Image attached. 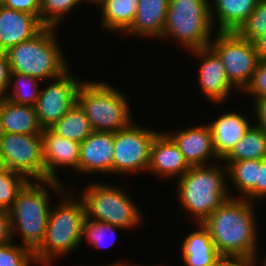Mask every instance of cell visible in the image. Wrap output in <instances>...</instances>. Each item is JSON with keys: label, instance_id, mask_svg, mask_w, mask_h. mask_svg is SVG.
Wrapping results in <instances>:
<instances>
[{"label": "cell", "instance_id": "6da1fadb", "mask_svg": "<svg viewBox=\"0 0 266 266\" xmlns=\"http://www.w3.org/2000/svg\"><path fill=\"white\" fill-rule=\"evenodd\" d=\"M244 199L231 197L202 222L221 256L256 257V220L251 201Z\"/></svg>", "mask_w": 266, "mask_h": 266}, {"label": "cell", "instance_id": "7a4b0ae2", "mask_svg": "<svg viewBox=\"0 0 266 266\" xmlns=\"http://www.w3.org/2000/svg\"><path fill=\"white\" fill-rule=\"evenodd\" d=\"M217 166V164L207 167L191 166L178 180L179 200L184 209L191 215L194 214L197 223H202L231 198L228 196V187L225 182L227 180L225 175L228 176L225 173L227 167Z\"/></svg>", "mask_w": 266, "mask_h": 266}, {"label": "cell", "instance_id": "3957f363", "mask_svg": "<svg viewBox=\"0 0 266 266\" xmlns=\"http://www.w3.org/2000/svg\"><path fill=\"white\" fill-rule=\"evenodd\" d=\"M53 27H43L36 35L11 47L5 53L11 72L39 80L55 79L68 71Z\"/></svg>", "mask_w": 266, "mask_h": 266}, {"label": "cell", "instance_id": "277c9868", "mask_svg": "<svg viewBox=\"0 0 266 266\" xmlns=\"http://www.w3.org/2000/svg\"><path fill=\"white\" fill-rule=\"evenodd\" d=\"M64 200L57 208L50 209L43 243L34 252L35 261L44 266H50L53 257L76 250L83 240L86 214L82 198L80 202L70 198Z\"/></svg>", "mask_w": 266, "mask_h": 266}, {"label": "cell", "instance_id": "5b68a950", "mask_svg": "<svg viewBox=\"0 0 266 266\" xmlns=\"http://www.w3.org/2000/svg\"><path fill=\"white\" fill-rule=\"evenodd\" d=\"M77 103L97 132H117L132 121L123 93L103 82H82Z\"/></svg>", "mask_w": 266, "mask_h": 266}, {"label": "cell", "instance_id": "8992f818", "mask_svg": "<svg viewBox=\"0 0 266 266\" xmlns=\"http://www.w3.org/2000/svg\"><path fill=\"white\" fill-rule=\"evenodd\" d=\"M48 191L44 185L29 180L17 193L8 210L11 238L16 227L21 232L23 247L33 253L42 245L50 214Z\"/></svg>", "mask_w": 266, "mask_h": 266}, {"label": "cell", "instance_id": "52a82bcc", "mask_svg": "<svg viewBox=\"0 0 266 266\" xmlns=\"http://www.w3.org/2000/svg\"><path fill=\"white\" fill-rule=\"evenodd\" d=\"M209 1L170 0L162 38L171 36L191 51L208 47L213 30Z\"/></svg>", "mask_w": 266, "mask_h": 266}, {"label": "cell", "instance_id": "ba28073f", "mask_svg": "<svg viewBox=\"0 0 266 266\" xmlns=\"http://www.w3.org/2000/svg\"><path fill=\"white\" fill-rule=\"evenodd\" d=\"M81 198L86 219L94 218L92 221L110 223L120 229L133 228L142 222L137 206L120 188L94 183L84 190Z\"/></svg>", "mask_w": 266, "mask_h": 266}, {"label": "cell", "instance_id": "9c48e42d", "mask_svg": "<svg viewBox=\"0 0 266 266\" xmlns=\"http://www.w3.org/2000/svg\"><path fill=\"white\" fill-rule=\"evenodd\" d=\"M0 153L6 167L17 171L28 180L36 179L54 190L64 192L59 181H45L41 134H21L0 132Z\"/></svg>", "mask_w": 266, "mask_h": 266}, {"label": "cell", "instance_id": "30bf717a", "mask_svg": "<svg viewBox=\"0 0 266 266\" xmlns=\"http://www.w3.org/2000/svg\"><path fill=\"white\" fill-rule=\"evenodd\" d=\"M210 47L218 54L227 78L236 89H245L261 61L252 41L241 38L236 32H217Z\"/></svg>", "mask_w": 266, "mask_h": 266}, {"label": "cell", "instance_id": "8fae6325", "mask_svg": "<svg viewBox=\"0 0 266 266\" xmlns=\"http://www.w3.org/2000/svg\"><path fill=\"white\" fill-rule=\"evenodd\" d=\"M159 132L132 124L114 132L113 173L147 170L153 141Z\"/></svg>", "mask_w": 266, "mask_h": 266}, {"label": "cell", "instance_id": "7c38bea8", "mask_svg": "<svg viewBox=\"0 0 266 266\" xmlns=\"http://www.w3.org/2000/svg\"><path fill=\"white\" fill-rule=\"evenodd\" d=\"M80 85L81 82L66 71L39 92L35 110L43 129L53 126L72 108L77 102Z\"/></svg>", "mask_w": 266, "mask_h": 266}, {"label": "cell", "instance_id": "4fadbf2b", "mask_svg": "<svg viewBox=\"0 0 266 266\" xmlns=\"http://www.w3.org/2000/svg\"><path fill=\"white\" fill-rule=\"evenodd\" d=\"M45 181H59L56 177L57 166H69L79 172L80 143L57 135L50 128L41 134Z\"/></svg>", "mask_w": 266, "mask_h": 266}, {"label": "cell", "instance_id": "5bb4252c", "mask_svg": "<svg viewBox=\"0 0 266 266\" xmlns=\"http://www.w3.org/2000/svg\"><path fill=\"white\" fill-rule=\"evenodd\" d=\"M203 58L199 68V82L204 95L214 102H221L235 88L227 78L225 66L218 54L210 47L193 50Z\"/></svg>", "mask_w": 266, "mask_h": 266}, {"label": "cell", "instance_id": "9a60e30c", "mask_svg": "<svg viewBox=\"0 0 266 266\" xmlns=\"http://www.w3.org/2000/svg\"><path fill=\"white\" fill-rule=\"evenodd\" d=\"M44 26L33 14L9 9L0 4V52L25 42Z\"/></svg>", "mask_w": 266, "mask_h": 266}, {"label": "cell", "instance_id": "2e32d148", "mask_svg": "<svg viewBox=\"0 0 266 266\" xmlns=\"http://www.w3.org/2000/svg\"><path fill=\"white\" fill-rule=\"evenodd\" d=\"M114 132L93 131L80 143L79 172L113 173Z\"/></svg>", "mask_w": 266, "mask_h": 266}, {"label": "cell", "instance_id": "e0dca14e", "mask_svg": "<svg viewBox=\"0 0 266 266\" xmlns=\"http://www.w3.org/2000/svg\"><path fill=\"white\" fill-rule=\"evenodd\" d=\"M166 134L178 146L190 167L205 166L208 164L207 159L210 157L218 159L209 125L197 126L174 134L172 132Z\"/></svg>", "mask_w": 266, "mask_h": 266}, {"label": "cell", "instance_id": "ac0fdd59", "mask_svg": "<svg viewBox=\"0 0 266 266\" xmlns=\"http://www.w3.org/2000/svg\"><path fill=\"white\" fill-rule=\"evenodd\" d=\"M189 168L175 142L166 133H159L151 146L147 170L163 177L180 178Z\"/></svg>", "mask_w": 266, "mask_h": 266}, {"label": "cell", "instance_id": "d6986e66", "mask_svg": "<svg viewBox=\"0 0 266 266\" xmlns=\"http://www.w3.org/2000/svg\"><path fill=\"white\" fill-rule=\"evenodd\" d=\"M250 121L239 113L228 112L208 124L213 138V146L219 160H222L242 139L251 127Z\"/></svg>", "mask_w": 266, "mask_h": 266}, {"label": "cell", "instance_id": "ffe728a7", "mask_svg": "<svg viewBox=\"0 0 266 266\" xmlns=\"http://www.w3.org/2000/svg\"><path fill=\"white\" fill-rule=\"evenodd\" d=\"M35 106L16 104L6 98L0 101V132L42 134Z\"/></svg>", "mask_w": 266, "mask_h": 266}, {"label": "cell", "instance_id": "44dd1931", "mask_svg": "<svg viewBox=\"0 0 266 266\" xmlns=\"http://www.w3.org/2000/svg\"><path fill=\"white\" fill-rule=\"evenodd\" d=\"M170 0H138L137 13L128 34L161 37Z\"/></svg>", "mask_w": 266, "mask_h": 266}, {"label": "cell", "instance_id": "7402d4cb", "mask_svg": "<svg viewBox=\"0 0 266 266\" xmlns=\"http://www.w3.org/2000/svg\"><path fill=\"white\" fill-rule=\"evenodd\" d=\"M201 230L190 233L183 242L182 256L187 266H216L221 255L215 248L209 231L202 224Z\"/></svg>", "mask_w": 266, "mask_h": 266}, {"label": "cell", "instance_id": "603a6c76", "mask_svg": "<svg viewBox=\"0 0 266 266\" xmlns=\"http://www.w3.org/2000/svg\"><path fill=\"white\" fill-rule=\"evenodd\" d=\"M260 0H214L210 4V19L216 13L219 22L218 32H236L254 11ZM215 4V5H214ZM213 7V8H212ZM216 11V12H215ZM214 12V13H213Z\"/></svg>", "mask_w": 266, "mask_h": 266}, {"label": "cell", "instance_id": "cb8c5ba5", "mask_svg": "<svg viewBox=\"0 0 266 266\" xmlns=\"http://www.w3.org/2000/svg\"><path fill=\"white\" fill-rule=\"evenodd\" d=\"M247 159H266V132L258 126H251L222 160L228 163L227 167L231 162Z\"/></svg>", "mask_w": 266, "mask_h": 266}, {"label": "cell", "instance_id": "d4e9b609", "mask_svg": "<svg viewBox=\"0 0 266 266\" xmlns=\"http://www.w3.org/2000/svg\"><path fill=\"white\" fill-rule=\"evenodd\" d=\"M138 0H105L101 4L102 23L108 30L126 33L137 13Z\"/></svg>", "mask_w": 266, "mask_h": 266}, {"label": "cell", "instance_id": "484cf974", "mask_svg": "<svg viewBox=\"0 0 266 266\" xmlns=\"http://www.w3.org/2000/svg\"><path fill=\"white\" fill-rule=\"evenodd\" d=\"M50 129L57 135L77 143H82L94 131L77 102Z\"/></svg>", "mask_w": 266, "mask_h": 266}, {"label": "cell", "instance_id": "4316f807", "mask_svg": "<svg viewBox=\"0 0 266 266\" xmlns=\"http://www.w3.org/2000/svg\"><path fill=\"white\" fill-rule=\"evenodd\" d=\"M260 160L247 159L231 162L227 166V174L239 193L251 200L256 198V182Z\"/></svg>", "mask_w": 266, "mask_h": 266}, {"label": "cell", "instance_id": "83f0119b", "mask_svg": "<svg viewBox=\"0 0 266 266\" xmlns=\"http://www.w3.org/2000/svg\"><path fill=\"white\" fill-rule=\"evenodd\" d=\"M38 80L39 79L29 75L11 72L9 83L10 85H12L11 83L15 85H12L13 92L11 95L6 94L4 98L16 104L35 106L40 92L37 89Z\"/></svg>", "mask_w": 266, "mask_h": 266}, {"label": "cell", "instance_id": "f1b7e54d", "mask_svg": "<svg viewBox=\"0 0 266 266\" xmlns=\"http://www.w3.org/2000/svg\"><path fill=\"white\" fill-rule=\"evenodd\" d=\"M28 181L21 173L8 168L0 172V209L8 211L17 193Z\"/></svg>", "mask_w": 266, "mask_h": 266}, {"label": "cell", "instance_id": "f546056e", "mask_svg": "<svg viewBox=\"0 0 266 266\" xmlns=\"http://www.w3.org/2000/svg\"><path fill=\"white\" fill-rule=\"evenodd\" d=\"M82 0H41L40 22L45 27H56L64 14Z\"/></svg>", "mask_w": 266, "mask_h": 266}, {"label": "cell", "instance_id": "4dcf8cb0", "mask_svg": "<svg viewBox=\"0 0 266 266\" xmlns=\"http://www.w3.org/2000/svg\"><path fill=\"white\" fill-rule=\"evenodd\" d=\"M266 30V0H260L254 11L236 33L243 39L253 41Z\"/></svg>", "mask_w": 266, "mask_h": 266}, {"label": "cell", "instance_id": "1f68e13d", "mask_svg": "<svg viewBox=\"0 0 266 266\" xmlns=\"http://www.w3.org/2000/svg\"><path fill=\"white\" fill-rule=\"evenodd\" d=\"M12 241L0 245V266H30L32 261L36 262L31 250Z\"/></svg>", "mask_w": 266, "mask_h": 266}, {"label": "cell", "instance_id": "d6a6232c", "mask_svg": "<svg viewBox=\"0 0 266 266\" xmlns=\"http://www.w3.org/2000/svg\"><path fill=\"white\" fill-rule=\"evenodd\" d=\"M116 228L119 229L120 227H116L110 223L97 222L86 219L83 226L82 239L86 237L87 241H89L91 245H95L96 248H106V245H104V240H106L105 238L107 237V232L108 234H114V229ZM113 244L114 242L110 243V245Z\"/></svg>", "mask_w": 266, "mask_h": 266}, {"label": "cell", "instance_id": "836d02e7", "mask_svg": "<svg viewBox=\"0 0 266 266\" xmlns=\"http://www.w3.org/2000/svg\"><path fill=\"white\" fill-rule=\"evenodd\" d=\"M244 91L254 99L266 97V61H260Z\"/></svg>", "mask_w": 266, "mask_h": 266}, {"label": "cell", "instance_id": "e575fe53", "mask_svg": "<svg viewBox=\"0 0 266 266\" xmlns=\"http://www.w3.org/2000/svg\"><path fill=\"white\" fill-rule=\"evenodd\" d=\"M6 8L35 15L40 20L41 0H0Z\"/></svg>", "mask_w": 266, "mask_h": 266}, {"label": "cell", "instance_id": "d590c367", "mask_svg": "<svg viewBox=\"0 0 266 266\" xmlns=\"http://www.w3.org/2000/svg\"><path fill=\"white\" fill-rule=\"evenodd\" d=\"M11 69L5 52H0V98H4L10 86ZM6 92V93H5Z\"/></svg>", "mask_w": 266, "mask_h": 266}, {"label": "cell", "instance_id": "8d00e7d4", "mask_svg": "<svg viewBox=\"0 0 266 266\" xmlns=\"http://www.w3.org/2000/svg\"><path fill=\"white\" fill-rule=\"evenodd\" d=\"M11 228L9 212L0 209V245L6 244L11 241Z\"/></svg>", "mask_w": 266, "mask_h": 266}, {"label": "cell", "instance_id": "74e56055", "mask_svg": "<svg viewBox=\"0 0 266 266\" xmlns=\"http://www.w3.org/2000/svg\"><path fill=\"white\" fill-rule=\"evenodd\" d=\"M256 257L221 256V266H253Z\"/></svg>", "mask_w": 266, "mask_h": 266}, {"label": "cell", "instance_id": "f35d334b", "mask_svg": "<svg viewBox=\"0 0 266 266\" xmlns=\"http://www.w3.org/2000/svg\"><path fill=\"white\" fill-rule=\"evenodd\" d=\"M266 197V159L260 160L258 181L256 182V198Z\"/></svg>", "mask_w": 266, "mask_h": 266}, {"label": "cell", "instance_id": "ab89813d", "mask_svg": "<svg viewBox=\"0 0 266 266\" xmlns=\"http://www.w3.org/2000/svg\"><path fill=\"white\" fill-rule=\"evenodd\" d=\"M255 101V112L258 119L257 126L266 132V97L257 98Z\"/></svg>", "mask_w": 266, "mask_h": 266}, {"label": "cell", "instance_id": "60d3db41", "mask_svg": "<svg viewBox=\"0 0 266 266\" xmlns=\"http://www.w3.org/2000/svg\"><path fill=\"white\" fill-rule=\"evenodd\" d=\"M252 42L259 59L261 61H266V30H264L263 35L254 39Z\"/></svg>", "mask_w": 266, "mask_h": 266}, {"label": "cell", "instance_id": "b9f144b4", "mask_svg": "<svg viewBox=\"0 0 266 266\" xmlns=\"http://www.w3.org/2000/svg\"><path fill=\"white\" fill-rule=\"evenodd\" d=\"M7 167H6V164H5V160L2 156V154L0 153V172L6 170Z\"/></svg>", "mask_w": 266, "mask_h": 266}, {"label": "cell", "instance_id": "7bdbcfd3", "mask_svg": "<svg viewBox=\"0 0 266 266\" xmlns=\"http://www.w3.org/2000/svg\"><path fill=\"white\" fill-rule=\"evenodd\" d=\"M83 1H86V2L88 1V2H91V3L93 2L94 4L98 3V4L101 5L105 0H83Z\"/></svg>", "mask_w": 266, "mask_h": 266}, {"label": "cell", "instance_id": "ee69618b", "mask_svg": "<svg viewBox=\"0 0 266 266\" xmlns=\"http://www.w3.org/2000/svg\"><path fill=\"white\" fill-rule=\"evenodd\" d=\"M109 266H128V265H127V264H123V263L119 262V263H114V264H112V265H109Z\"/></svg>", "mask_w": 266, "mask_h": 266}, {"label": "cell", "instance_id": "f6af8a7d", "mask_svg": "<svg viewBox=\"0 0 266 266\" xmlns=\"http://www.w3.org/2000/svg\"><path fill=\"white\" fill-rule=\"evenodd\" d=\"M216 266H221V257H220L218 264Z\"/></svg>", "mask_w": 266, "mask_h": 266}]
</instances>
